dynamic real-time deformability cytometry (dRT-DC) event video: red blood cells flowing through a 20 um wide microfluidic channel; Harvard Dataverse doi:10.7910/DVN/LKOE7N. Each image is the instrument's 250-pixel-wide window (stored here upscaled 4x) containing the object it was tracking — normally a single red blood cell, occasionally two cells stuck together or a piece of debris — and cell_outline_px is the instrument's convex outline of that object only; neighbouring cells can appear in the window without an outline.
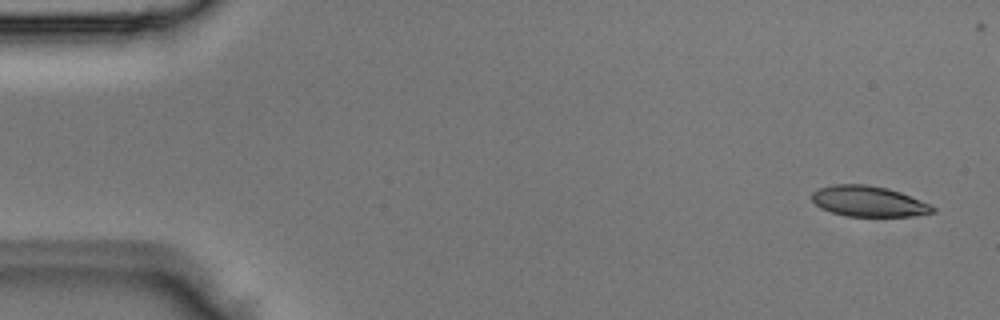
{"species": "Egyptian fruit bat (a non-hibernating species)", "species_latin": "Rousettus aegyptiacus", "temperature_condition": "room temperature", "stored_images_in_passage": 4, "camera_frame_rate_fps": 3000, "um_per_image_px": 0.085, "animal": {"sex": "male"}, "frame": {"image": 1, "passage_image": 1, "time_ms": 0.0, "image_size_px": [1000, 320], "cell_outline_px": [[936, 212], [912, 216], [848, 216], [832, 212], [820, 208], [812, 200], [812, 192], [820, 188], [832, 184], [864, 184], [888, 188], [900, 192], [920, 200], [936, 208]], "centroid_in_image_um": [73.82, 17.11], "position_along_channel_um": 11.2, "area_um2": 21.44}}